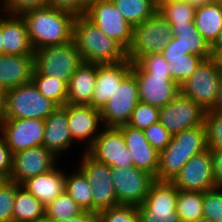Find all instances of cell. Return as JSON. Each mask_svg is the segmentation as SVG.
I'll list each match as a JSON object with an SVG mask.
<instances>
[{"label":"cell","mask_w":222,"mask_h":222,"mask_svg":"<svg viewBox=\"0 0 222 222\" xmlns=\"http://www.w3.org/2000/svg\"><path fill=\"white\" fill-rule=\"evenodd\" d=\"M57 222H99L98 213L92 211H83L68 219H63Z\"/></svg>","instance_id":"cell-49"},{"label":"cell","mask_w":222,"mask_h":222,"mask_svg":"<svg viewBox=\"0 0 222 222\" xmlns=\"http://www.w3.org/2000/svg\"><path fill=\"white\" fill-rule=\"evenodd\" d=\"M45 206L22 185L16 189L13 222H44Z\"/></svg>","instance_id":"cell-28"},{"label":"cell","mask_w":222,"mask_h":222,"mask_svg":"<svg viewBox=\"0 0 222 222\" xmlns=\"http://www.w3.org/2000/svg\"><path fill=\"white\" fill-rule=\"evenodd\" d=\"M206 149L208 148L204 123L174 134L171 142L159 152L155 180L172 182L189 159Z\"/></svg>","instance_id":"cell-3"},{"label":"cell","mask_w":222,"mask_h":222,"mask_svg":"<svg viewBox=\"0 0 222 222\" xmlns=\"http://www.w3.org/2000/svg\"><path fill=\"white\" fill-rule=\"evenodd\" d=\"M194 22L198 32L211 47L222 30V4L213 2L196 8Z\"/></svg>","instance_id":"cell-27"},{"label":"cell","mask_w":222,"mask_h":222,"mask_svg":"<svg viewBox=\"0 0 222 222\" xmlns=\"http://www.w3.org/2000/svg\"><path fill=\"white\" fill-rule=\"evenodd\" d=\"M213 158V174L216 187H222V149H210Z\"/></svg>","instance_id":"cell-48"},{"label":"cell","mask_w":222,"mask_h":222,"mask_svg":"<svg viewBox=\"0 0 222 222\" xmlns=\"http://www.w3.org/2000/svg\"><path fill=\"white\" fill-rule=\"evenodd\" d=\"M222 70L216 58L204 59L196 71L180 86V92L205 111L213 110L219 97Z\"/></svg>","instance_id":"cell-6"},{"label":"cell","mask_w":222,"mask_h":222,"mask_svg":"<svg viewBox=\"0 0 222 222\" xmlns=\"http://www.w3.org/2000/svg\"><path fill=\"white\" fill-rule=\"evenodd\" d=\"M34 69V54H1L0 86L6 91L31 82Z\"/></svg>","instance_id":"cell-24"},{"label":"cell","mask_w":222,"mask_h":222,"mask_svg":"<svg viewBox=\"0 0 222 222\" xmlns=\"http://www.w3.org/2000/svg\"><path fill=\"white\" fill-rule=\"evenodd\" d=\"M21 185L46 207L65 192V170L55 166L46 173L27 179Z\"/></svg>","instance_id":"cell-25"},{"label":"cell","mask_w":222,"mask_h":222,"mask_svg":"<svg viewBox=\"0 0 222 222\" xmlns=\"http://www.w3.org/2000/svg\"><path fill=\"white\" fill-rule=\"evenodd\" d=\"M177 2H188L193 7L198 8L201 6H205L207 4H211L215 1L214 0H159L158 3H177Z\"/></svg>","instance_id":"cell-50"},{"label":"cell","mask_w":222,"mask_h":222,"mask_svg":"<svg viewBox=\"0 0 222 222\" xmlns=\"http://www.w3.org/2000/svg\"><path fill=\"white\" fill-rule=\"evenodd\" d=\"M58 106L45 98L33 82L5 91L4 111L1 119L45 120Z\"/></svg>","instance_id":"cell-4"},{"label":"cell","mask_w":222,"mask_h":222,"mask_svg":"<svg viewBox=\"0 0 222 222\" xmlns=\"http://www.w3.org/2000/svg\"><path fill=\"white\" fill-rule=\"evenodd\" d=\"M165 60L168 62L173 81L181 86L196 71L204 58L187 54L183 57L165 58Z\"/></svg>","instance_id":"cell-36"},{"label":"cell","mask_w":222,"mask_h":222,"mask_svg":"<svg viewBox=\"0 0 222 222\" xmlns=\"http://www.w3.org/2000/svg\"><path fill=\"white\" fill-rule=\"evenodd\" d=\"M214 1L217 2V3L222 4V0H214Z\"/></svg>","instance_id":"cell-58"},{"label":"cell","mask_w":222,"mask_h":222,"mask_svg":"<svg viewBox=\"0 0 222 222\" xmlns=\"http://www.w3.org/2000/svg\"><path fill=\"white\" fill-rule=\"evenodd\" d=\"M133 27L152 17L158 10L154 0H111Z\"/></svg>","instance_id":"cell-31"},{"label":"cell","mask_w":222,"mask_h":222,"mask_svg":"<svg viewBox=\"0 0 222 222\" xmlns=\"http://www.w3.org/2000/svg\"><path fill=\"white\" fill-rule=\"evenodd\" d=\"M131 71L132 62L128 58L117 63L97 64L96 86L88 105L101 110Z\"/></svg>","instance_id":"cell-19"},{"label":"cell","mask_w":222,"mask_h":222,"mask_svg":"<svg viewBox=\"0 0 222 222\" xmlns=\"http://www.w3.org/2000/svg\"><path fill=\"white\" fill-rule=\"evenodd\" d=\"M38 91L58 107L67 103L68 84L65 81L51 78L40 72H33L32 80Z\"/></svg>","instance_id":"cell-32"},{"label":"cell","mask_w":222,"mask_h":222,"mask_svg":"<svg viewBox=\"0 0 222 222\" xmlns=\"http://www.w3.org/2000/svg\"><path fill=\"white\" fill-rule=\"evenodd\" d=\"M159 109L156 106L139 101L127 125L135 129L144 130L159 121Z\"/></svg>","instance_id":"cell-38"},{"label":"cell","mask_w":222,"mask_h":222,"mask_svg":"<svg viewBox=\"0 0 222 222\" xmlns=\"http://www.w3.org/2000/svg\"><path fill=\"white\" fill-rule=\"evenodd\" d=\"M139 101L161 108L179 93L180 86L171 75H135Z\"/></svg>","instance_id":"cell-20"},{"label":"cell","mask_w":222,"mask_h":222,"mask_svg":"<svg viewBox=\"0 0 222 222\" xmlns=\"http://www.w3.org/2000/svg\"><path fill=\"white\" fill-rule=\"evenodd\" d=\"M12 169V153L0 134V177L9 179Z\"/></svg>","instance_id":"cell-46"},{"label":"cell","mask_w":222,"mask_h":222,"mask_svg":"<svg viewBox=\"0 0 222 222\" xmlns=\"http://www.w3.org/2000/svg\"><path fill=\"white\" fill-rule=\"evenodd\" d=\"M222 53V30L218 35V38L211 46V55L214 58H217Z\"/></svg>","instance_id":"cell-51"},{"label":"cell","mask_w":222,"mask_h":222,"mask_svg":"<svg viewBox=\"0 0 222 222\" xmlns=\"http://www.w3.org/2000/svg\"><path fill=\"white\" fill-rule=\"evenodd\" d=\"M213 111L217 112L218 114L222 115V79L220 83V89H219V97L218 101L213 109Z\"/></svg>","instance_id":"cell-52"},{"label":"cell","mask_w":222,"mask_h":222,"mask_svg":"<svg viewBox=\"0 0 222 222\" xmlns=\"http://www.w3.org/2000/svg\"><path fill=\"white\" fill-rule=\"evenodd\" d=\"M20 186L7 180L0 187V222H13V207L16 189Z\"/></svg>","instance_id":"cell-42"},{"label":"cell","mask_w":222,"mask_h":222,"mask_svg":"<svg viewBox=\"0 0 222 222\" xmlns=\"http://www.w3.org/2000/svg\"><path fill=\"white\" fill-rule=\"evenodd\" d=\"M0 9H1V10H0V11H1L0 14H1V13L3 12L1 1H0Z\"/></svg>","instance_id":"cell-59"},{"label":"cell","mask_w":222,"mask_h":222,"mask_svg":"<svg viewBox=\"0 0 222 222\" xmlns=\"http://www.w3.org/2000/svg\"><path fill=\"white\" fill-rule=\"evenodd\" d=\"M205 110L181 92L159 109V122L172 135L201 126Z\"/></svg>","instance_id":"cell-14"},{"label":"cell","mask_w":222,"mask_h":222,"mask_svg":"<svg viewBox=\"0 0 222 222\" xmlns=\"http://www.w3.org/2000/svg\"><path fill=\"white\" fill-rule=\"evenodd\" d=\"M76 168L72 174L65 171V192L83 211H92V186L87 182L84 173Z\"/></svg>","instance_id":"cell-30"},{"label":"cell","mask_w":222,"mask_h":222,"mask_svg":"<svg viewBox=\"0 0 222 222\" xmlns=\"http://www.w3.org/2000/svg\"><path fill=\"white\" fill-rule=\"evenodd\" d=\"M202 193L178 190L176 211L181 222H190L203 217Z\"/></svg>","instance_id":"cell-33"},{"label":"cell","mask_w":222,"mask_h":222,"mask_svg":"<svg viewBox=\"0 0 222 222\" xmlns=\"http://www.w3.org/2000/svg\"><path fill=\"white\" fill-rule=\"evenodd\" d=\"M124 135L126 147L133 156L134 166L156 177L159 165V152L147 141L143 130L128 125L118 127Z\"/></svg>","instance_id":"cell-21"},{"label":"cell","mask_w":222,"mask_h":222,"mask_svg":"<svg viewBox=\"0 0 222 222\" xmlns=\"http://www.w3.org/2000/svg\"><path fill=\"white\" fill-rule=\"evenodd\" d=\"M4 100H5V91H4V89L0 86V119H1V117L3 116Z\"/></svg>","instance_id":"cell-53"},{"label":"cell","mask_w":222,"mask_h":222,"mask_svg":"<svg viewBox=\"0 0 222 222\" xmlns=\"http://www.w3.org/2000/svg\"><path fill=\"white\" fill-rule=\"evenodd\" d=\"M172 183L181 191L204 192L216 187L211 150L206 149L189 159Z\"/></svg>","instance_id":"cell-16"},{"label":"cell","mask_w":222,"mask_h":222,"mask_svg":"<svg viewBox=\"0 0 222 222\" xmlns=\"http://www.w3.org/2000/svg\"><path fill=\"white\" fill-rule=\"evenodd\" d=\"M84 63L75 42L46 46L34 51V72L69 83L70 77Z\"/></svg>","instance_id":"cell-5"},{"label":"cell","mask_w":222,"mask_h":222,"mask_svg":"<svg viewBox=\"0 0 222 222\" xmlns=\"http://www.w3.org/2000/svg\"><path fill=\"white\" fill-rule=\"evenodd\" d=\"M85 152L95 161L111 168L134 166L133 156L126 147L123 132L118 127H103Z\"/></svg>","instance_id":"cell-11"},{"label":"cell","mask_w":222,"mask_h":222,"mask_svg":"<svg viewBox=\"0 0 222 222\" xmlns=\"http://www.w3.org/2000/svg\"><path fill=\"white\" fill-rule=\"evenodd\" d=\"M203 217L213 222H222V187H214L202 193Z\"/></svg>","instance_id":"cell-39"},{"label":"cell","mask_w":222,"mask_h":222,"mask_svg":"<svg viewBox=\"0 0 222 222\" xmlns=\"http://www.w3.org/2000/svg\"><path fill=\"white\" fill-rule=\"evenodd\" d=\"M4 54L3 41L1 36V14H0V55Z\"/></svg>","instance_id":"cell-54"},{"label":"cell","mask_w":222,"mask_h":222,"mask_svg":"<svg viewBox=\"0 0 222 222\" xmlns=\"http://www.w3.org/2000/svg\"><path fill=\"white\" fill-rule=\"evenodd\" d=\"M207 148L222 149V115L213 110L205 111Z\"/></svg>","instance_id":"cell-41"},{"label":"cell","mask_w":222,"mask_h":222,"mask_svg":"<svg viewBox=\"0 0 222 222\" xmlns=\"http://www.w3.org/2000/svg\"><path fill=\"white\" fill-rule=\"evenodd\" d=\"M97 64L83 63L70 77L67 103L88 105L96 86Z\"/></svg>","instance_id":"cell-26"},{"label":"cell","mask_w":222,"mask_h":222,"mask_svg":"<svg viewBox=\"0 0 222 222\" xmlns=\"http://www.w3.org/2000/svg\"><path fill=\"white\" fill-rule=\"evenodd\" d=\"M171 38V24L157 11L133 27V41L127 50V58L135 63L144 55L161 53Z\"/></svg>","instance_id":"cell-7"},{"label":"cell","mask_w":222,"mask_h":222,"mask_svg":"<svg viewBox=\"0 0 222 222\" xmlns=\"http://www.w3.org/2000/svg\"><path fill=\"white\" fill-rule=\"evenodd\" d=\"M61 160L43 146H37L12 154V169L8 180L22 184L27 179L46 173Z\"/></svg>","instance_id":"cell-17"},{"label":"cell","mask_w":222,"mask_h":222,"mask_svg":"<svg viewBox=\"0 0 222 222\" xmlns=\"http://www.w3.org/2000/svg\"><path fill=\"white\" fill-rule=\"evenodd\" d=\"M78 166L92 186V212L120 205L111 179V167L91 158L82 152Z\"/></svg>","instance_id":"cell-10"},{"label":"cell","mask_w":222,"mask_h":222,"mask_svg":"<svg viewBox=\"0 0 222 222\" xmlns=\"http://www.w3.org/2000/svg\"><path fill=\"white\" fill-rule=\"evenodd\" d=\"M84 15L126 51L130 48L133 26L123 18L111 0H89Z\"/></svg>","instance_id":"cell-9"},{"label":"cell","mask_w":222,"mask_h":222,"mask_svg":"<svg viewBox=\"0 0 222 222\" xmlns=\"http://www.w3.org/2000/svg\"><path fill=\"white\" fill-rule=\"evenodd\" d=\"M190 222H213V221L206 219L205 217H201V218H198V219L190 221Z\"/></svg>","instance_id":"cell-55"},{"label":"cell","mask_w":222,"mask_h":222,"mask_svg":"<svg viewBox=\"0 0 222 222\" xmlns=\"http://www.w3.org/2000/svg\"><path fill=\"white\" fill-rule=\"evenodd\" d=\"M8 179L0 177V187L7 181Z\"/></svg>","instance_id":"cell-57"},{"label":"cell","mask_w":222,"mask_h":222,"mask_svg":"<svg viewBox=\"0 0 222 222\" xmlns=\"http://www.w3.org/2000/svg\"><path fill=\"white\" fill-rule=\"evenodd\" d=\"M187 54L189 53L181 46L179 39L173 36L161 52L164 58L183 57Z\"/></svg>","instance_id":"cell-47"},{"label":"cell","mask_w":222,"mask_h":222,"mask_svg":"<svg viewBox=\"0 0 222 222\" xmlns=\"http://www.w3.org/2000/svg\"><path fill=\"white\" fill-rule=\"evenodd\" d=\"M2 10L8 14H21L22 12L47 6V0H1Z\"/></svg>","instance_id":"cell-44"},{"label":"cell","mask_w":222,"mask_h":222,"mask_svg":"<svg viewBox=\"0 0 222 222\" xmlns=\"http://www.w3.org/2000/svg\"><path fill=\"white\" fill-rule=\"evenodd\" d=\"M111 179L119 204L140 206L155 177L135 166L111 168Z\"/></svg>","instance_id":"cell-12"},{"label":"cell","mask_w":222,"mask_h":222,"mask_svg":"<svg viewBox=\"0 0 222 222\" xmlns=\"http://www.w3.org/2000/svg\"><path fill=\"white\" fill-rule=\"evenodd\" d=\"M81 212H83V209L64 192L45 207L44 222H57L71 218Z\"/></svg>","instance_id":"cell-34"},{"label":"cell","mask_w":222,"mask_h":222,"mask_svg":"<svg viewBox=\"0 0 222 222\" xmlns=\"http://www.w3.org/2000/svg\"><path fill=\"white\" fill-rule=\"evenodd\" d=\"M73 41L85 63H117L127 59V51L84 14L74 20Z\"/></svg>","instance_id":"cell-2"},{"label":"cell","mask_w":222,"mask_h":222,"mask_svg":"<svg viewBox=\"0 0 222 222\" xmlns=\"http://www.w3.org/2000/svg\"><path fill=\"white\" fill-rule=\"evenodd\" d=\"M143 132L149 144L158 152L164 150L173 137L159 121L144 129Z\"/></svg>","instance_id":"cell-43"},{"label":"cell","mask_w":222,"mask_h":222,"mask_svg":"<svg viewBox=\"0 0 222 222\" xmlns=\"http://www.w3.org/2000/svg\"><path fill=\"white\" fill-rule=\"evenodd\" d=\"M178 189L172 182L155 180L138 207L139 222H181L176 211Z\"/></svg>","instance_id":"cell-8"},{"label":"cell","mask_w":222,"mask_h":222,"mask_svg":"<svg viewBox=\"0 0 222 222\" xmlns=\"http://www.w3.org/2000/svg\"><path fill=\"white\" fill-rule=\"evenodd\" d=\"M98 218L99 222H139L138 207L120 204L100 211Z\"/></svg>","instance_id":"cell-40"},{"label":"cell","mask_w":222,"mask_h":222,"mask_svg":"<svg viewBox=\"0 0 222 222\" xmlns=\"http://www.w3.org/2000/svg\"><path fill=\"white\" fill-rule=\"evenodd\" d=\"M1 36L3 41L4 54H34V49L29 39L25 20L20 14H4V12H2Z\"/></svg>","instance_id":"cell-22"},{"label":"cell","mask_w":222,"mask_h":222,"mask_svg":"<svg viewBox=\"0 0 222 222\" xmlns=\"http://www.w3.org/2000/svg\"><path fill=\"white\" fill-rule=\"evenodd\" d=\"M134 75H170L168 62L161 53L142 56L137 62L132 63Z\"/></svg>","instance_id":"cell-37"},{"label":"cell","mask_w":222,"mask_h":222,"mask_svg":"<svg viewBox=\"0 0 222 222\" xmlns=\"http://www.w3.org/2000/svg\"><path fill=\"white\" fill-rule=\"evenodd\" d=\"M138 102V85L135 75L130 72L100 110L103 127L127 125Z\"/></svg>","instance_id":"cell-13"},{"label":"cell","mask_w":222,"mask_h":222,"mask_svg":"<svg viewBox=\"0 0 222 222\" xmlns=\"http://www.w3.org/2000/svg\"><path fill=\"white\" fill-rule=\"evenodd\" d=\"M157 8L171 25H190L194 22L196 8L188 2L157 3Z\"/></svg>","instance_id":"cell-35"},{"label":"cell","mask_w":222,"mask_h":222,"mask_svg":"<svg viewBox=\"0 0 222 222\" xmlns=\"http://www.w3.org/2000/svg\"><path fill=\"white\" fill-rule=\"evenodd\" d=\"M62 107L66 110L72 140L75 143L77 141L78 143L85 142L83 151H86L93 144L103 128L100 110L91 105L69 103H66Z\"/></svg>","instance_id":"cell-18"},{"label":"cell","mask_w":222,"mask_h":222,"mask_svg":"<svg viewBox=\"0 0 222 222\" xmlns=\"http://www.w3.org/2000/svg\"><path fill=\"white\" fill-rule=\"evenodd\" d=\"M45 121L42 119H0V134L11 153L42 146Z\"/></svg>","instance_id":"cell-15"},{"label":"cell","mask_w":222,"mask_h":222,"mask_svg":"<svg viewBox=\"0 0 222 222\" xmlns=\"http://www.w3.org/2000/svg\"><path fill=\"white\" fill-rule=\"evenodd\" d=\"M216 59L219 62L220 69L222 70V53Z\"/></svg>","instance_id":"cell-56"},{"label":"cell","mask_w":222,"mask_h":222,"mask_svg":"<svg viewBox=\"0 0 222 222\" xmlns=\"http://www.w3.org/2000/svg\"><path fill=\"white\" fill-rule=\"evenodd\" d=\"M45 130L42 146L55 156H63L75 142L72 140L66 110L60 106L45 120Z\"/></svg>","instance_id":"cell-23"},{"label":"cell","mask_w":222,"mask_h":222,"mask_svg":"<svg viewBox=\"0 0 222 222\" xmlns=\"http://www.w3.org/2000/svg\"><path fill=\"white\" fill-rule=\"evenodd\" d=\"M89 0H47V6L64 9L76 15L84 14Z\"/></svg>","instance_id":"cell-45"},{"label":"cell","mask_w":222,"mask_h":222,"mask_svg":"<svg viewBox=\"0 0 222 222\" xmlns=\"http://www.w3.org/2000/svg\"><path fill=\"white\" fill-rule=\"evenodd\" d=\"M25 20L35 50L65 44L73 40L76 14L51 6L28 9L20 14Z\"/></svg>","instance_id":"cell-1"},{"label":"cell","mask_w":222,"mask_h":222,"mask_svg":"<svg viewBox=\"0 0 222 222\" xmlns=\"http://www.w3.org/2000/svg\"><path fill=\"white\" fill-rule=\"evenodd\" d=\"M172 36L179 39L181 46L189 53L204 59L211 58V47L198 32L195 22L190 25H171Z\"/></svg>","instance_id":"cell-29"}]
</instances>
